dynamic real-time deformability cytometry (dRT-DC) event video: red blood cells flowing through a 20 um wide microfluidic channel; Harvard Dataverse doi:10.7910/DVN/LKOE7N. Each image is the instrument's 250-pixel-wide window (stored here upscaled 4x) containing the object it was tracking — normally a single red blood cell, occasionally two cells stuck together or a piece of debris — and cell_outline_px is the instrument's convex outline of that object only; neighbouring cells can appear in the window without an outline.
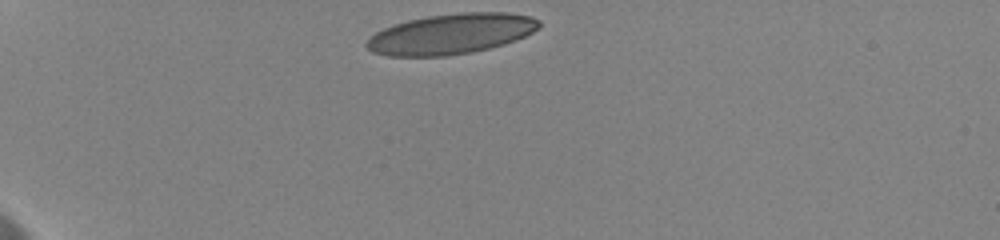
{"species": "human", "species_latin": "Homo sapiens", "temperature_condition": "cold", "stored_images_in_passage": 6, "camera_frame_rate_fps": 3000, "um_per_image_px": 0.085, "donor": {"sex": "female"}, "frame": {"image": 1, "passage_image": 1, "time_ms": 0.0, "image_size_px": [1000, 240], "cell_outline_px": [[540, 28], [516, 40], [504, 44], [472, 52], [444, 56], [388, 56], [372, 52], [364, 44], [376, 32], [384, 28], [408, 20], [428, 16], [460, 12], [508, 12], [532, 16], [540, 20]], "centroid_in_image_um": [38.37, 2.87], "position_along_channel_um": 46.6, "area_um2": 40.58}}